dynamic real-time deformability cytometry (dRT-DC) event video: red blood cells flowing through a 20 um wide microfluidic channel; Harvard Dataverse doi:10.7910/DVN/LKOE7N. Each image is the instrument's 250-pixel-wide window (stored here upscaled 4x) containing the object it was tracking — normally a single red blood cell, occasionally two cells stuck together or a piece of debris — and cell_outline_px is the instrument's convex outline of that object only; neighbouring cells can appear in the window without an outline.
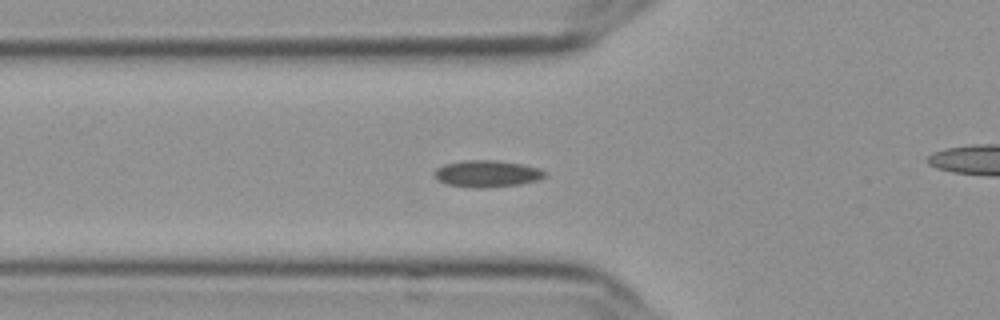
{"species": "Egyptian fruit bat (a non-hibernating species)", "species_latin": "Rousettus aegyptiacus", "temperature_condition": "cold", "stored_images_in_passage": 39, "camera_frame_rate_fps": 3000, "um_per_image_px": 0.085, "frame": {"image": 1, "passage_image": 2, "time_ms": 0.333, "image_size_px": [1000, 320], "cell_outline_px": [[548, 176], [536, 180], [520, 184], [480, 188], [472, 188], [448, 184], [436, 180], [432, 172], [436, 168], [444, 164], [464, 160], [496, 160], [520, 164], [540, 168], [548, 172]], "centroid_in_image_um": [41.38, 14.76], "position_along_channel_um": 84.4, "area_um2": 17.4}}
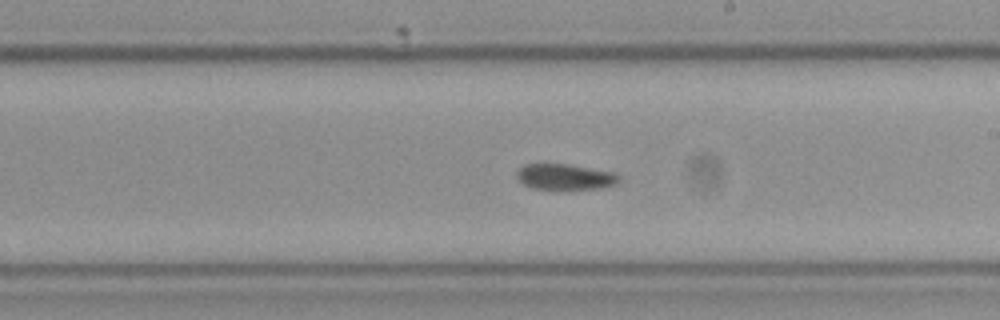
{"frame": {"image": 2, "passage_image": 15, "time_ms": 4.667, "image_size_px": [1000, 320], "cell_outline_px": [[620, 180], [616, 184], [600, 188], [556, 192], [552, 192], [532, 188], [524, 184], [516, 176], [516, 172], [524, 164], [568, 164], [612, 172], [620, 176]], "centroid_in_image_um": [48.01, 15.08], "position_along_channel_um": 241.0, "area_um2": 16.01}}
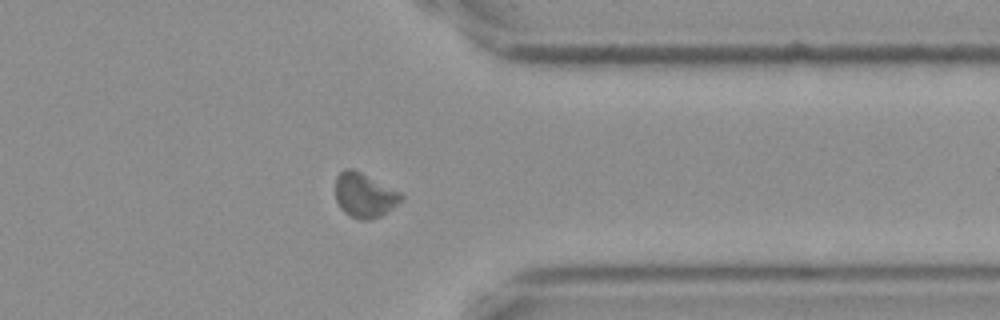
{"frame": {"image": 3, "passage_image": 27, "time_ms": 8.667, "image_size_px": [1000, 320], "cell_outline_px": [[404, 200], [380, 216], [368, 220], [360, 220], [344, 212], [340, 208], [336, 200], [336, 176], [344, 168], [352, 168], [400, 192], [404, 196]], "centroid_in_image_um": [30.97, 16.6], "position_along_channel_um": 380.4, "area_um2": 16.94}, "authors_computed_cell_mechanics": {"area_um2": 16.5886, "velocity_mm_per_s": 3.6075, "shape_relaxation_time_tau1_ms": null, "shape_relaxation_time_tau2_ms": 2.8266, "deformation_change_tau1": null, "deformation_change_tau2": 0.049}}